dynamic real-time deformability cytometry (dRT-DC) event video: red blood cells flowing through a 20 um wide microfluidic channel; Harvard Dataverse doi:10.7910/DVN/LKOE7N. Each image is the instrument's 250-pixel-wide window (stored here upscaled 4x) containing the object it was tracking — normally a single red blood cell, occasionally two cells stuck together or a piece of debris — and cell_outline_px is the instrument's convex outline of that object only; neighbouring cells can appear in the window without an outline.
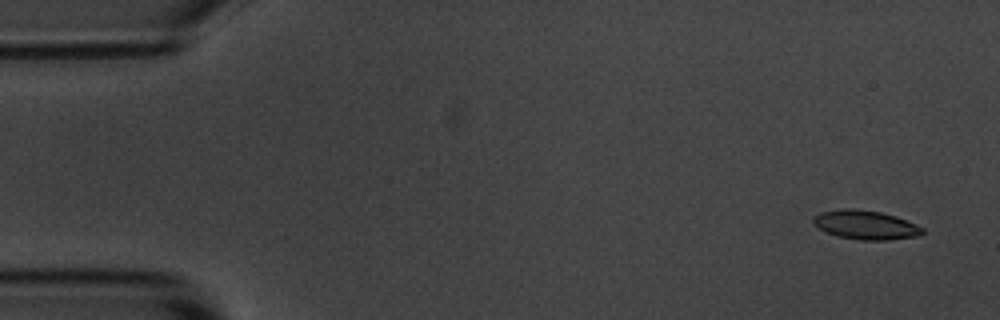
{"species": "common noctule bat (a hibernating species)", "species_latin": "Nyctalus noctula", "temperature_condition": "room temperature", "stored_images_in_passage": 5, "camera_frame_rate_fps": 3000, "um_per_image_px": 0.085, "animal": {"sex": "male", "body_mass_g": 20.1, "forearm_length_mm": 53.5}, "frame": {"image": 1, "passage_image": 1, "time_ms": 0.0, "image_size_px": [1000, 320], "cell_outline_px": [[924, 232], [920, 236], [888, 240], [860, 240], [840, 236], [828, 232], [820, 228], [812, 220], [812, 216], [820, 212], [840, 208], [852, 208], [880, 212], [896, 216], [916, 224], [924, 228]], "centroid_in_image_um": [73.61, 19.11], "position_along_channel_um": 11.4, "area_um2": 18.44}}
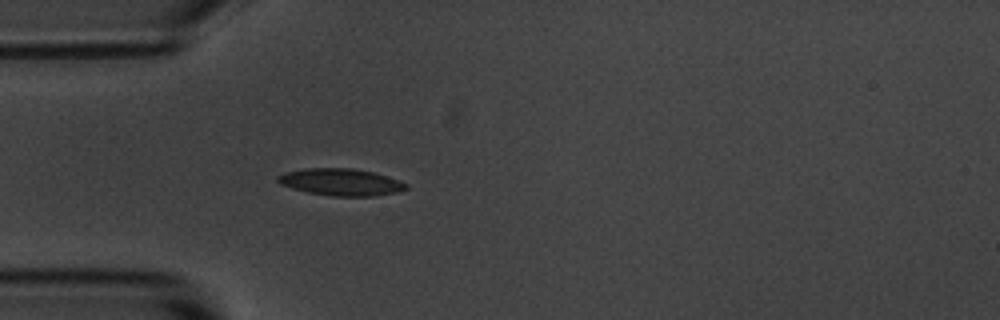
{"frame": {"image": 2, "passage_image": 5, "time_ms": 4.333, "image_size_px": [1000, 320], "cell_outline_px": [[408, 188], [396, 192], [376, 196], [332, 196], [308, 192], [292, 188], [280, 184], [276, 180], [276, 176], [284, 172], [304, 168], [352, 168], [372, 172], [408, 184]], "centroid_in_image_um": [28.92, 15.47], "position_along_channel_um": 56.1, "area_um2": 20.06}}